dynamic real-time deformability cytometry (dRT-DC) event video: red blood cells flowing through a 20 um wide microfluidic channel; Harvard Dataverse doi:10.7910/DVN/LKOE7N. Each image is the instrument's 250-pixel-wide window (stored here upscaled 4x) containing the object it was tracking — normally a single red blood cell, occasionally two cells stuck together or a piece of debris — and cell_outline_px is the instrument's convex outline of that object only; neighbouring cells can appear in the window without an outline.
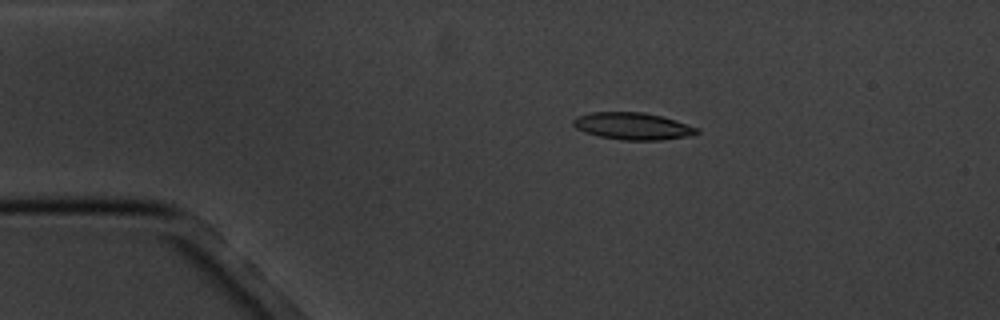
{"species": "common noctule bat (a hibernating species)", "species_latin": "Nyctalus noctula", "temperature_condition": "cold", "stored_images_in_passage": 4, "camera_frame_rate_fps": 3000, "um_per_image_px": 0.085, "animal": {"sex": "male", "body_mass_g": 20.1, "forearm_length_mm": 53.5}, "frame": {"image": 1, "passage_image": 2, "time_ms": 1.333, "image_size_px": [1000, 320], "cell_outline_px": [[700, 132], [688, 136], [660, 140], [620, 140], [600, 136], [584, 132], [576, 128], [572, 124], [572, 120], [576, 116], [592, 112], [644, 112], [660, 116], [700, 128]], "centroid_in_image_um": [53.75, 10.72], "position_along_channel_um": 31.2, "area_um2": 19.48}}
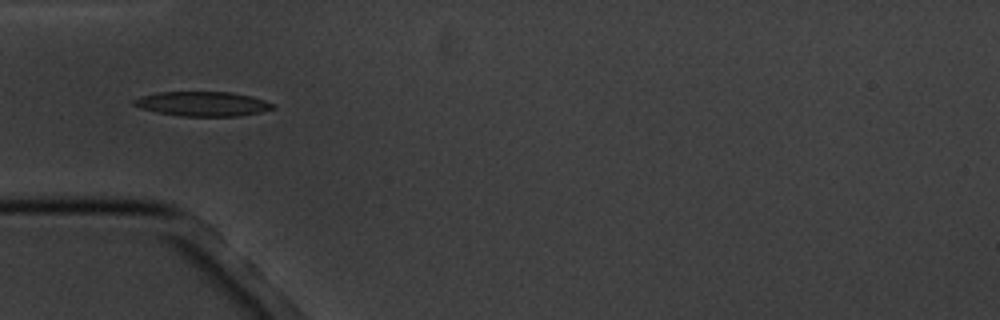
{"frame": {"image": 2, "passage_image": 4, "time_ms": 3.667, "image_size_px": [1000, 320], "cell_outline_px": [[276, 108], [260, 112], [240, 116], [180, 116], [156, 112], [140, 108], [132, 104], [132, 100], [140, 96], [160, 92], [228, 92], [252, 96], [276, 104]], "centroid_in_image_um": [17.23, 8.83], "position_along_channel_um": 67.8, "area_um2": 20.0}}